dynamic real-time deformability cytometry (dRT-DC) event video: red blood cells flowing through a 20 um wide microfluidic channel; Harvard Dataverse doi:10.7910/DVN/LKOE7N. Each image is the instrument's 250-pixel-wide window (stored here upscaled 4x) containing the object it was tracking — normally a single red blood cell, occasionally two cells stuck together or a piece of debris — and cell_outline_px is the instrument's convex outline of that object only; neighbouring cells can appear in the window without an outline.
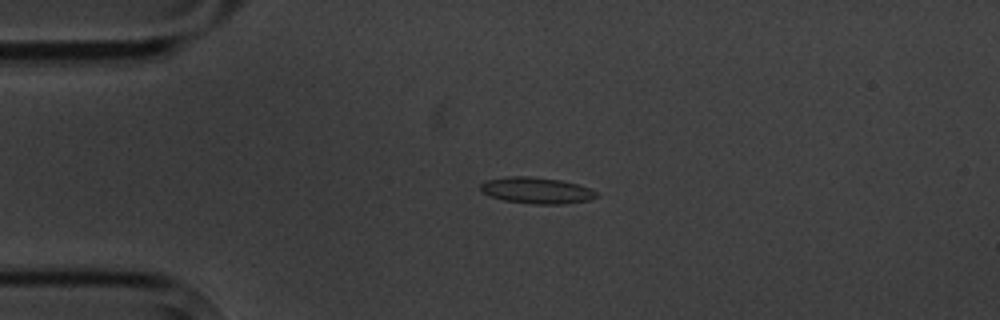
{"species": "common noctule bat (a hibernating species)", "species_latin": "Nyctalus noctula", "temperature_condition": "cold", "stored_images_in_passage": 4, "camera_frame_rate_fps": 3000, "um_per_image_px": 0.085, "animal": {"sex": "male", "body_mass_g": 20.1, "forearm_length_mm": 53.5}, "frame": {"image": 1, "passage_image": 3, "time_ms": 2.667, "image_size_px": [1000, 320], "cell_outline_px": [[600, 196], [588, 200], [560, 204], [536, 204], [504, 200], [480, 192], [480, 184], [484, 180], [508, 176], [532, 176], [560, 180], [576, 184], [588, 188], [596, 192]], "centroid_in_image_um": [45.56, 16.17], "position_along_channel_um": 39.4, "area_um2": 17.69}}